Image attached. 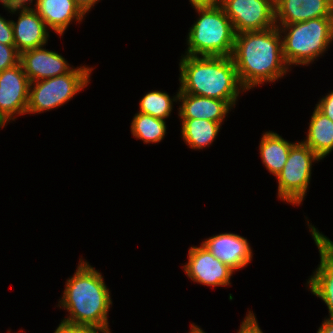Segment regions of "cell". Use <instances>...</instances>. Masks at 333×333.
I'll use <instances>...</instances> for the list:
<instances>
[{
    "mask_svg": "<svg viewBox=\"0 0 333 333\" xmlns=\"http://www.w3.org/2000/svg\"><path fill=\"white\" fill-rule=\"evenodd\" d=\"M43 47L27 50L20 54V63L30 82L60 76L73 68L62 55Z\"/></svg>",
    "mask_w": 333,
    "mask_h": 333,
    "instance_id": "obj_14",
    "label": "cell"
},
{
    "mask_svg": "<svg viewBox=\"0 0 333 333\" xmlns=\"http://www.w3.org/2000/svg\"><path fill=\"white\" fill-rule=\"evenodd\" d=\"M65 285L58 306L70 315L61 323L111 333L107 315L112 301L101 273L80 259L74 276L68 278Z\"/></svg>",
    "mask_w": 333,
    "mask_h": 333,
    "instance_id": "obj_2",
    "label": "cell"
},
{
    "mask_svg": "<svg viewBox=\"0 0 333 333\" xmlns=\"http://www.w3.org/2000/svg\"><path fill=\"white\" fill-rule=\"evenodd\" d=\"M274 8L275 24H292L318 17H333V0H274Z\"/></svg>",
    "mask_w": 333,
    "mask_h": 333,
    "instance_id": "obj_15",
    "label": "cell"
},
{
    "mask_svg": "<svg viewBox=\"0 0 333 333\" xmlns=\"http://www.w3.org/2000/svg\"><path fill=\"white\" fill-rule=\"evenodd\" d=\"M317 333H333V318H327L322 322Z\"/></svg>",
    "mask_w": 333,
    "mask_h": 333,
    "instance_id": "obj_31",
    "label": "cell"
},
{
    "mask_svg": "<svg viewBox=\"0 0 333 333\" xmlns=\"http://www.w3.org/2000/svg\"><path fill=\"white\" fill-rule=\"evenodd\" d=\"M180 119H204L222 124L233 107L228 101L183 93L178 90Z\"/></svg>",
    "mask_w": 333,
    "mask_h": 333,
    "instance_id": "obj_16",
    "label": "cell"
},
{
    "mask_svg": "<svg viewBox=\"0 0 333 333\" xmlns=\"http://www.w3.org/2000/svg\"><path fill=\"white\" fill-rule=\"evenodd\" d=\"M0 43L14 45V36L11 20H6L0 15Z\"/></svg>",
    "mask_w": 333,
    "mask_h": 333,
    "instance_id": "obj_24",
    "label": "cell"
},
{
    "mask_svg": "<svg viewBox=\"0 0 333 333\" xmlns=\"http://www.w3.org/2000/svg\"><path fill=\"white\" fill-rule=\"evenodd\" d=\"M189 333H205L200 327L192 324Z\"/></svg>",
    "mask_w": 333,
    "mask_h": 333,
    "instance_id": "obj_32",
    "label": "cell"
},
{
    "mask_svg": "<svg viewBox=\"0 0 333 333\" xmlns=\"http://www.w3.org/2000/svg\"><path fill=\"white\" fill-rule=\"evenodd\" d=\"M316 107L333 121V91L323 97L318 104H316Z\"/></svg>",
    "mask_w": 333,
    "mask_h": 333,
    "instance_id": "obj_26",
    "label": "cell"
},
{
    "mask_svg": "<svg viewBox=\"0 0 333 333\" xmlns=\"http://www.w3.org/2000/svg\"><path fill=\"white\" fill-rule=\"evenodd\" d=\"M181 135L191 149H202L215 140L221 123L204 119H181Z\"/></svg>",
    "mask_w": 333,
    "mask_h": 333,
    "instance_id": "obj_20",
    "label": "cell"
},
{
    "mask_svg": "<svg viewBox=\"0 0 333 333\" xmlns=\"http://www.w3.org/2000/svg\"><path fill=\"white\" fill-rule=\"evenodd\" d=\"M131 132L144 143H158L165 137L166 122L163 119L138 112L131 123Z\"/></svg>",
    "mask_w": 333,
    "mask_h": 333,
    "instance_id": "obj_21",
    "label": "cell"
},
{
    "mask_svg": "<svg viewBox=\"0 0 333 333\" xmlns=\"http://www.w3.org/2000/svg\"><path fill=\"white\" fill-rule=\"evenodd\" d=\"M7 120L5 119V117L0 113V128L4 127V125H6Z\"/></svg>",
    "mask_w": 333,
    "mask_h": 333,
    "instance_id": "obj_33",
    "label": "cell"
},
{
    "mask_svg": "<svg viewBox=\"0 0 333 333\" xmlns=\"http://www.w3.org/2000/svg\"><path fill=\"white\" fill-rule=\"evenodd\" d=\"M75 3L79 6V8L87 14L91 8L100 0H74Z\"/></svg>",
    "mask_w": 333,
    "mask_h": 333,
    "instance_id": "obj_30",
    "label": "cell"
},
{
    "mask_svg": "<svg viewBox=\"0 0 333 333\" xmlns=\"http://www.w3.org/2000/svg\"><path fill=\"white\" fill-rule=\"evenodd\" d=\"M54 333H100V331L86 327H72L60 323Z\"/></svg>",
    "mask_w": 333,
    "mask_h": 333,
    "instance_id": "obj_27",
    "label": "cell"
},
{
    "mask_svg": "<svg viewBox=\"0 0 333 333\" xmlns=\"http://www.w3.org/2000/svg\"><path fill=\"white\" fill-rule=\"evenodd\" d=\"M174 101H178V92L172 99L166 92L151 91L140 100L139 112L165 120L172 111Z\"/></svg>",
    "mask_w": 333,
    "mask_h": 333,
    "instance_id": "obj_22",
    "label": "cell"
},
{
    "mask_svg": "<svg viewBox=\"0 0 333 333\" xmlns=\"http://www.w3.org/2000/svg\"><path fill=\"white\" fill-rule=\"evenodd\" d=\"M93 68L80 66L68 73L30 83L26 114L41 113L62 106L89 84Z\"/></svg>",
    "mask_w": 333,
    "mask_h": 333,
    "instance_id": "obj_6",
    "label": "cell"
},
{
    "mask_svg": "<svg viewBox=\"0 0 333 333\" xmlns=\"http://www.w3.org/2000/svg\"><path fill=\"white\" fill-rule=\"evenodd\" d=\"M293 144L272 131L263 134L259 144L260 155L263 165L272 175L277 176L283 170Z\"/></svg>",
    "mask_w": 333,
    "mask_h": 333,
    "instance_id": "obj_19",
    "label": "cell"
},
{
    "mask_svg": "<svg viewBox=\"0 0 333 333\" xmlns=\"http://www.w3.org/2000/svg\"><path fill=\"white\" fill-rule=\"evenodd\" d=\"M180 84L183 93L228 101L233 107L242 87L235 64L227 56H181Z\"/></svg>",
    "mask_w": 333,
    "mask_h": 333,
    "instance_id": "obj_3",
    "label": "cell"
},
{
    "mask_svg": "<svg viewBox=\"0 0 333 333\" xmlns=\"http://www.w3.org/2000/svg\"><path fill=\"white\" fill-rule=\"evenodd\" d=\"M199 18L190 27L185 52L190 56L231 57L236 33L221 6L193 7Z\"/></svg>",
    "mask_w": 333,
    "mask_h": 333,
    "instance_id": "obj_5",
    "label": "cell"
},
{
    "mask_svg": "<svg viewBox=\"0 0 333 333\" xmlns=\"http://www.w3.org/2000/svg\"><path fill=\"white\" fill-rule=\"evenodd\" d=\"M31 6L8 8L14 14L19 11L17 22L11 20L14 45L21 54L24 51L42 47L47 44L49 32L45 22ZM20 9V10H19Z\"/></svg>",
    "mask_w": 333,
    "mask_h": 333,
    "instance_id": "obj_12",
    "label": "cell"
},
{
    "mask_svg": "<svg viewBox=\"0 0 333 333\" xmlns=\"http://www.w3.org/2000/svg\"><path fill=\"white\" fill-rule=\"evenodd\" d=\"M235 33L263 31L275 24L274 0H222Z\"/></svg>",
    "mask_w": 333,
    "mask_h": 333,
    "instance_id": "obj_8",
    "label": "cell"
},
{
    "mask_svg": "<svg viewBox=\"0 0 333 333\" xmlns=\"http://www.w3.org/2000/svg\"><path fill=\"white\" fill-rule=\"evenodd\" d=\"M276 26L285 35L282 39V53L288 66L310 64L320 54L323 55L333 41V17H318Z\"/></svg>",
    "mask_w": 333,
    "mask_h": 333,
    "instance_id": "obj_4",
    "label": "cell"
},
{
    "mask_svg": "<svg viewBox=\"0 0 333 333\" xmlns=\"http://www.w3.org/2000/svg\"><path fill=\"white\" fill-rule=\"evenodd\" d=\"M1 4L4 8H12V7H22L30 5L31 0H0ZM30 2V3H28Z\"/></svg>",
    "mask_w": 333,
    "mask_h": 333,
    "instance_id": "obj_29",
    "label": "cell"
},
{
    "mask_svg": "<svg viewBox=\"0 0 333 333\" xmlns=\"http://www.w3.org/2000/svg\"><path fill=\"white\" fill-rule=\"evenodd\" d=\"M193 7L220 6L222 0H189Z\"/></svg>",
    "mask_w": 333,
    "mask_h": 333,
    "instance_id": "obj_28",
    "label": "cell"
},
{
    "mask_svg": "<svg viewBox=\"0 0 333 333\" xmlns=\"http://www.w3.org/2000/svg\"><path fill=\"white\" fill-rule=\"evenodd\" d=\"M30 83L21 63L0 72V113L8 122L26 114Z\"/></svg>",
    "mask_w": 333,
    "mask_h": 333,
    "instance_id": "obj_9",
    "label": "cell"
},
{
    "mask_svg": "<svg viewBox=\"0 0 333 333\" xmlns=\"http://www.w3.org/2000/svg\"><path fill=\"white\" fill-rule=\"evenodd\" d=\"M183 268L192 281L213 287L228 286L234 273L202 245L190 247L188 263Z\"/></svg>",
    "mask_w": 333,
    "mask_h": 333,
    "instance_id": "obj_10",
    "label": "cell"
},
{
    "mask_svg": "<svg viewBox=\"0 0 333 333\" xmlns=\"http://www.w3.org/2000/svg\"><path fill=\"white\" fill-rule=\"evenodd\" d=\"M305 143L321 159L333 150V121L317 107L311 116Z\"/></svg>",
    "mask_w": 333,
    "mask_h": 333,
    "instance_id": "obj_18",
    "label": "cell"
},
{
    "mask_svg": "<svg viewBox=\"0 0 333 333\" xmlns=\"http://www.w3.org/2000/svg\"><path fill=\"white\" fill-rule=\"evenodd\" d=\"M321 158L305 143H294L288 154L283 170L276 176L278 198L293 205H300L307 195L311 179L312 162Z\"/></svg>",
    "mask_w": 333,
    "mask_h": 333,
    "instance_id": "obj_7",
    "label": "cell"
},
{
    "mask_svg": "<svg viewBox=\"0 0 333 333\" xmlns=\"http://www.w3.org/2000/svg\"><path fill=\"white\" fill-rule=\"evenodd\" d=\"M201 245L233 271L246 267L253 257L247 239L234 233L209 237Z\"/></svg>",
    "mask_w": 333,
    "mask_h": 333,
    "instance_id": "obj_13",
    "label": "cell"
},
{
    "mask_svg": "<svg viewBox=\"0 0 333 333\" xmlns=\"http://www.w3.org/2000/svg\"><path fill=\"white\" fill-rule=\"evenodd\" d=\"M280 35L277 26L236 34L231 58L245 91L264 82H275L288 72Z\"/></svg>",
    "mask_w": 333,
    "mask_h": 333,
    "instance_id": "obj_1",
    "label": "cell"
},
{
    "mask_svg": "<svg viewBox=\"0 0 333 333\" xmlns=\"http://www.w3.org/2000/svg\"><path fill=\"white\" fill-rule=\"evenodd\" d=\"M20 63V53L15 45L0 43V72Z\"/></svg>",
    "mask_w": 333,
    "mask_h": 333,
    "instance_id": "obj_23",
    "label": "cell"
},
{
    "mask_svg": "<svg viewBox=\"0 0 333 333\" xmlns=\"http://www.w3.org/2000/svg\"><path fill=\"white\" fill-rule=\"evenodd\" d=\"M33 9L45 22L46 27L61 36L73 19L80 22L85 15L74 0H36Z\"/></svg>",
    "mask_w": 333,
    "mask_h": 333,
    "instance_id": "obj_17",
    "label": "cell"
},
{
    "mask_svg": "<svg viewBox=\"0 0 333 333\" xmlns=\"http://www.w3.org/2000/svg\"><path fill=\"white\" fill-rule=\"evenodd\" d=\"M320 253V264L307 281L311 293L321 298L333 318V242L308 223ZM311 226V227H310Z\"/></svg>",
    "mask_w": 333,
    "mask_h": 333,
    "instance_id": "obj_11",
    "label": "cell"
},
{
    "mask_svg": "<svg viewBox=\"0 0 333 333\" xmlns=\"http://www.w3.org/2000/svg\"><path fill=\"white\" fill-rule=\"evenodd\" d=\"M237 333H263L253 312H248Z\"/></svg>",
    "mask_w": 333,
    "mask_h": 333,
    "instance_id": "obj_25",
    "label": "cell"
}]
</instances>
